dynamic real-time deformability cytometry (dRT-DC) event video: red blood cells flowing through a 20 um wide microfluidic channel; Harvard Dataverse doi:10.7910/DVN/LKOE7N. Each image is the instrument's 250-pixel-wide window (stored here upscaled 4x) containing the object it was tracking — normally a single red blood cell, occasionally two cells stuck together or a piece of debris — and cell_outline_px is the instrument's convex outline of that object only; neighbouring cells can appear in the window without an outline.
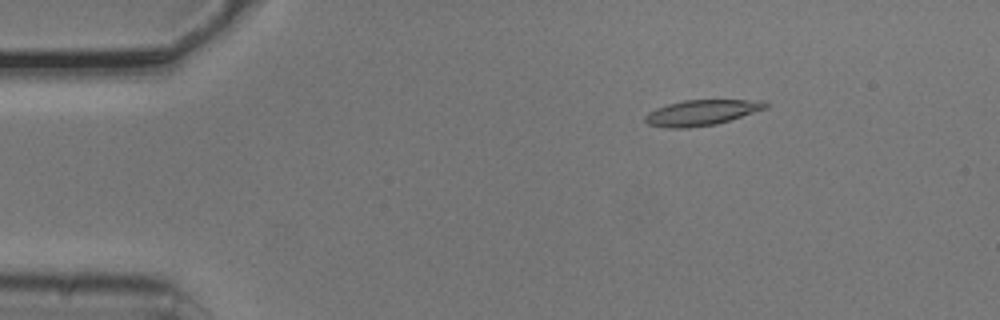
{"species": "common noctule bat (a hibernating species)", "species_latin": "Nyctalus noctula", "temperature_condition": "cold", "stored_images_in_passage": 4, "camera_frame_rate_fps": 3000, "um_per_image_px": 0.085, "animal": {"sex": "male", "body_mass_g": 20.5, "forearm_length_mm": 52.5}, "frame": {"image": 1, "passage_image": 2, "time_ms": 0.333, "image_size_px": [1000, 320], "cell_outline_px": [[768, 108], [716, 124], [688, 128], [668, 128], [648, 124], [644, 120], [644, 116], [648, 112], [656, 108], [668, 104], [684, 100], [764, 100], [768, 104]], "centroid_in_image_um": [59.63, 9.57], "position_along_channel_um": 25.4, "area_um2": 17.92}}
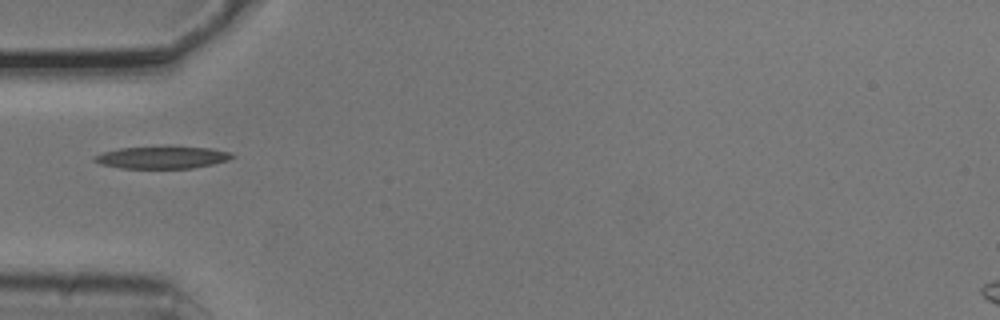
{"frame": {"image": 2, "passage_image": 4, "time_ms": 1.0, "image_size_px": [1000, 320], "cell_outline_px": [[236, 156], [228, 160], [212, 164], [192, 168], [120, 168], [100, 164], [92, 160], [92, 156], [104, 152], [120, 148], [168, 144], [212, 148], [228, 152]], "centroid_in_image_um": [13.77, 13.34], "position_along_channel_um": 71.2, "area_um2": 18.61}}